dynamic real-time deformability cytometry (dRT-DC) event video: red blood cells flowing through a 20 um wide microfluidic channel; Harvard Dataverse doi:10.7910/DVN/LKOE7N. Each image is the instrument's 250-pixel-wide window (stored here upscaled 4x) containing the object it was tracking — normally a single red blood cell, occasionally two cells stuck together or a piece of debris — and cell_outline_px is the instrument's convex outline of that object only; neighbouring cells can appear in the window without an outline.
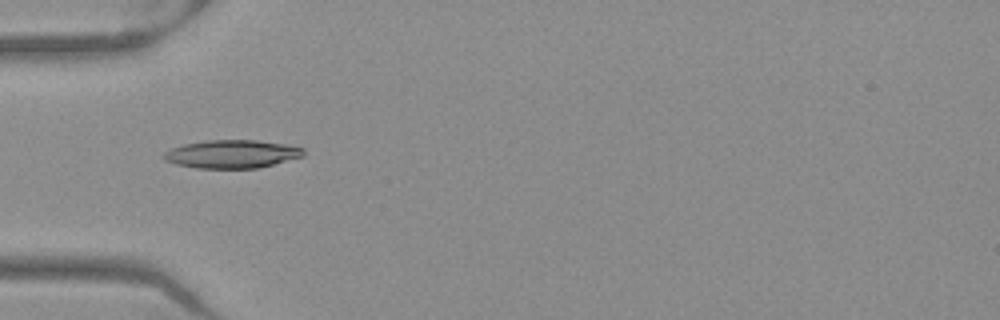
{"species": "Egyptian fruit bat (a non-hibernating species)", "species_latin": "Rousettus aegyptiacus", "temperature_condition": "warm", "stored_images_in_passage": 52, "camera_frame_rate_fps": 3000, "um_per_image_px": 0.085, "frame": {"image": 1, "passage_image": 17, "time_ms": 5.333, "image_size_px": [1000, 320], "cell_outline_px": [[304, 156], [256, 168], [196, 168], [176, 164], [164, 160], [160, 156], [164, 152], [172, 148], [184, 144], [208, 140], [256, 140], [284, 144], [304, 148]], "centroid_in_image_um": [19.67, 13.09], "position_along_channel_um": 65.3, "area_um2": 22.83}}
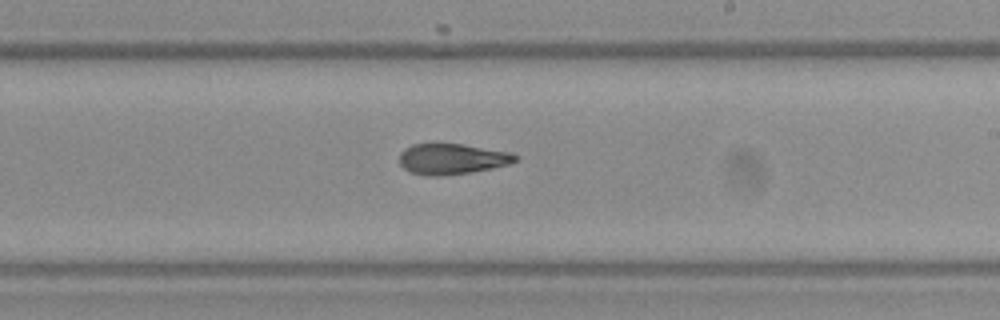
{"frame": {"image": 2, "passage_image": 31, "time_ms": 10.0, "image_size_px": [1000, 320], "cell_outline_px": [[520, 156], [516, 160], [508, 164], [492, 168], [472, 172], [440, 176], [428, 176], [412, 172], [404, 168], [400, 164], [400, 152], [404, 148], [412, 144], [464, 144], [512, 152]], "centroid_in_image_um": [38.44, 13.5], "position_along_channel_um": 250.6, "area_um2": 20.81}}
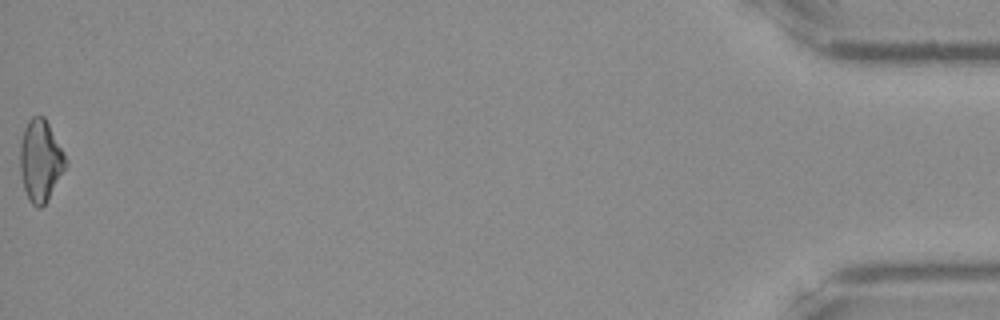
{"frame": {"image": 3, "passage_image": 52, "time_ms": 17.0, "image_size_px": [1000, 320], "cell_outline_px": [[68, 164], [48, 200], [40, 208], [36, 208], [28, 200], [24, 188], [20, 172], [20, 144], [24, 128], [28, 120], [32, 116], [44, 116], [64, 152], [68, 160]], "centroid_in_image_um": [3.45, 13.67], "position_along_channel_um": 431.8, "area_um2": 21.85}, "authors_computed_cell_mechanics": {"area_um2": 21.5016, "velocity_mm_per_s": 3.9737, "shape_relaxation_time_tau1_ms": null, "shape_relaxation_time_tau2_ms": 5.6958, "deformation_change_tau1": null, "deformation_change_tau2": 0.1204}}